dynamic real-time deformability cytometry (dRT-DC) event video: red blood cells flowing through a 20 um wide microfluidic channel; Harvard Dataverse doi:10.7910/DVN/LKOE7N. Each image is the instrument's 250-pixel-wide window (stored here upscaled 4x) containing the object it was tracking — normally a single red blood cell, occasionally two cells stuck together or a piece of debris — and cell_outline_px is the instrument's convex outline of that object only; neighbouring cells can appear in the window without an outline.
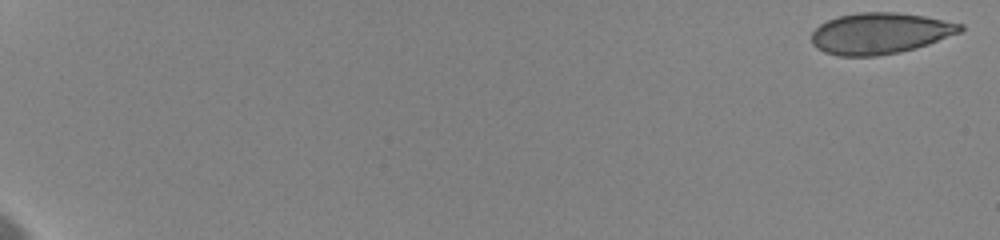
{"species": "human", "species_latin": "Homo sapiens", "temperature_condition": "cold", "stored_images_in_passage": 38, "camera_frame_rate_fps": 3000, "um_per_image_px": 0.085, "donor": {"sex": "female"}, "frame": {"image": 1, "passage_image": 1, "time_ms": 0.0, "image_size_px": [1000, 240], "cell_outline_px": [[964, 28], [960, 32], [928, 44], [916, 48], [900, 52], [876, 56], [840, 56], [824, 52], [816, 48], [812, 44], [812, 32], [820, 24], [828, 20], [840, 16], [860, 12], [896, 12], [924, 16], [964, 24]], "centroid_in_image_um": [74.8, 2.83], "position_along_channel_um": 10.2, "area_um2": 35.6}}
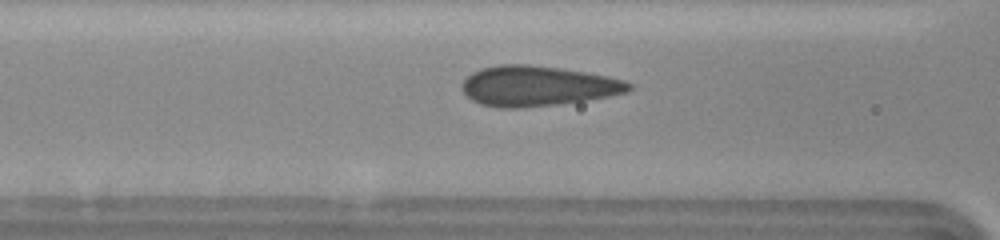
{"frame": {"image": 2, "passage_image": 15, "time_ms": 9.0, "image_size_px": [1000, 240], "cell_outline_px": [[632, 88], [628, 92], [608, 96], [584, 100], [556, 104], [520, 108], [500, 108], [480, 104], [472, 100], [460, 88], [464, 80], [472, 72], [480, 68], [500, 64], [524, 64], [560, 68], [608, 76], [624, 80], [632, 84]], "centroid_in_image_um": [45.67, 7.3], "position_along_channel_um": 120.9, "area_um2": 38.96}}
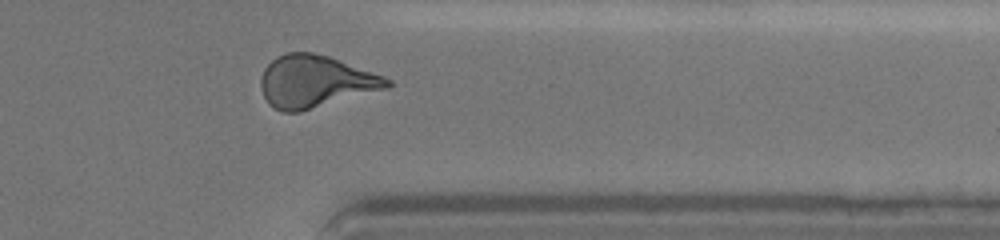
{"frame": {"image": 3, "passage_image": 30, "time_ms": 16.333, "image_size_px": [1000, 240], "cell_outline_px": [[392, 84], [388, 88], [300, 112], [284, 112], [268, 104], [260, 88], [260, 80], [264, 68], [276, 56], [284, 52], [312, 52], [328, 56], [384, 76], [392, 80]], "centroid_in_image_um": [26.78, 6.92], "position_along_channel_um": 384.6, "area_um2": 38.44}, "authors_computed_cell_mechanics": {"area_um2": 36.5585, "velocity_mm_per_s": 3.5967, "shape_relaxation_time_tau1_ms": null, "shape_relaxation_time_tau2_ms": 0.6909, "deformation_change_tau1": null, "deformation_change_tau2": 0.0419}}